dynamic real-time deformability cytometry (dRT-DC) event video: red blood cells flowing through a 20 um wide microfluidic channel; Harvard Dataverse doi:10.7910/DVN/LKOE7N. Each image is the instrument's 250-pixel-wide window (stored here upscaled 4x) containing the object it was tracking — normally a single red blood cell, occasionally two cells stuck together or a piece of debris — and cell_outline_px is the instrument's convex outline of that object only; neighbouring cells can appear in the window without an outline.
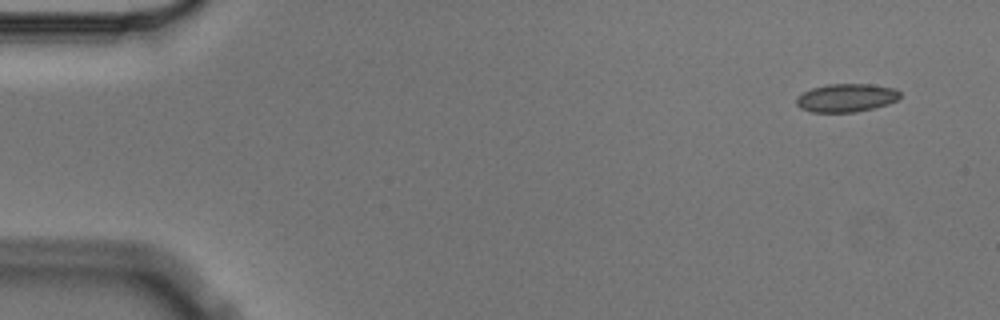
{"species": "Egyptian fruit bat (a non-hibernating species)", "species_latin": "Rousettus aegyptiacus", "temperature_condition": "cold", "stored_images_in_passage": 5, "camera_frame_rate_fps": 3000, "um_per_image_px": 0.085, "animal": {"sex": "male"}, "frame": {"image": 1, "passage_image": 1, "time_ms": 0.0, "image_size_px": [1000, 320], "cell_outline_px": [[900, 96], [896, 100], [888, 104], [856, 112], [812, 112], [800, 108], [796, 104], [796, 96], [812, 88], [828, 84], [868, 84], [896, 88], [900, 92]], "centroid_in_image_um": [71.92, 8.31], "position_along_channel_um": 13.1, "area_um2": 17.05}}